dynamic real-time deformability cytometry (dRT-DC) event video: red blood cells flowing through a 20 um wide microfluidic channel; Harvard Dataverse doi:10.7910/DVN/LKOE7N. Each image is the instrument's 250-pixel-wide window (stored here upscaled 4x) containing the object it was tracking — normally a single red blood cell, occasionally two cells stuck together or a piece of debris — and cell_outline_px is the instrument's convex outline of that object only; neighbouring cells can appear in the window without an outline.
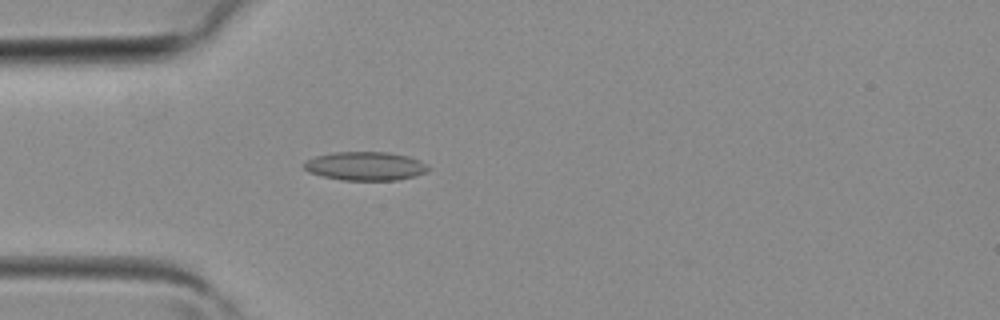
{"species": "common noctule bat (a hibernating species)", "species_latin": "Nyctalus noctula", "temperature_condition": "room temperature", "stored_images_in_passage": 4, "camera_frame_rate_fps": 3000, "um_per_image_px": 0.085, "animal": {"sex": "female", "body_mass_g": 19.3, "forearm_length_mm": 54.1}, "frame": {"image": 1, "passage_image": 4, "time_ms": 1.0, "image_size_px": [1000, 320], "cell_outline_px": [[432, 168], [416, 176], [396, 180], [344, 180], [324, 176], [308, 172], [304, 168], [304, 164], [308, 160], [316, 156], [336, 152], [388, 152], [408, 156], [420, 160], [428, 164]], "centroid_in_image_um": [31.11, 14.11], "position_along_channel_um": 53.9, "area_um2": 20.69}}